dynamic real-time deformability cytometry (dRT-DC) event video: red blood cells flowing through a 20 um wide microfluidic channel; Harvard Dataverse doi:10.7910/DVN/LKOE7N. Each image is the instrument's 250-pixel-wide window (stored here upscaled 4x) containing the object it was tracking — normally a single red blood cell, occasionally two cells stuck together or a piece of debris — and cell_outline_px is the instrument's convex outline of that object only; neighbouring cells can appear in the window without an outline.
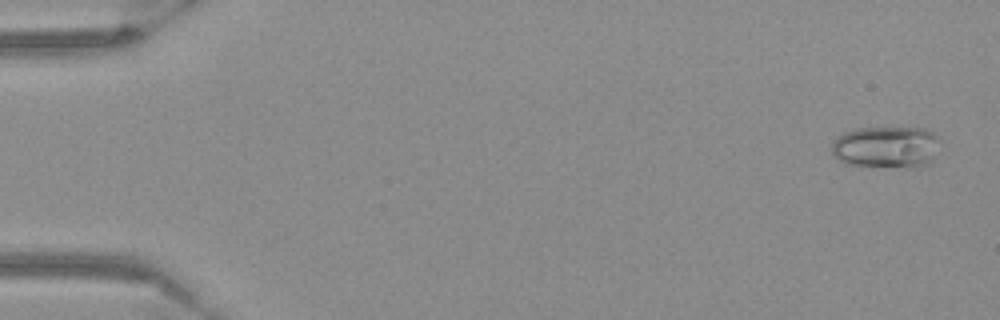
{"species": "Egyptian fruit bat (a non-hibernating species)", "species_latin": "Rousettus aegyptiacus", "temperature_condition": "warm", "stored_images_in_passage": 55, "camera_frame_rate_fps": 3000, "um_per_image_px": 0.085, "frame": {"image": 1, "passage_image": 3, "time_ms": 0.667, "image_size_px": [1000, 320], "cell_outline_px": [[940, 140], [928, 164], [916, 168], [908, 168], [844, 164], [832, 152], [832, 144], [836, 136], [844, 132], [856, 128], [924, 128], [940, 136]], "centroid_in_image_um": [75.33, 12.5], "position_along_channel_um": 9.7, "area_um2": 26.53}}
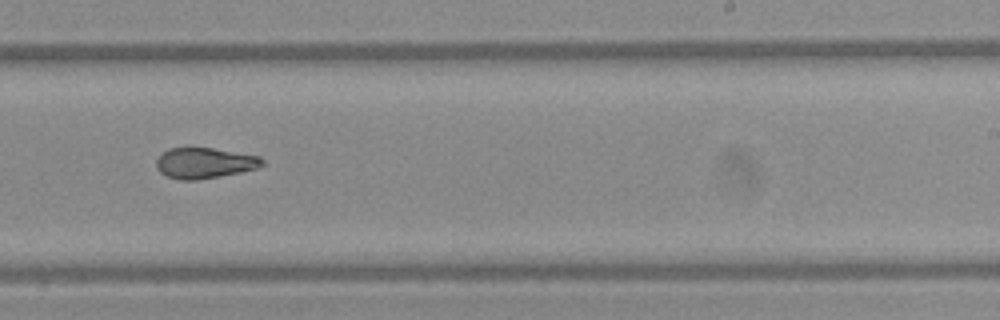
{"frame": {"image": 2, "passage_image": 35, "time_ms": 11.333, "image_size_px": [1000, 320], "cell_outline_px": [[264, 164], [260, 168], [220, 176], [196, 180], [180, 180], [168, 176], [160, 172], [156, 168], [156, 160], [168, 148], [192, 144], [260, 156], [264, 160]], "centroid_in_image_um": [17.38, 13.81], "position_along_channel_um": 271.6, "area_um2": 19.65}}
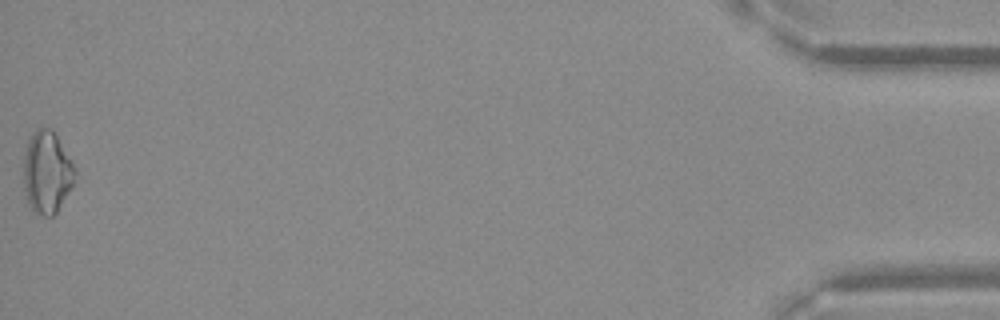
{"frame": {"image": 3, "passage_image": 55, "time_ms": 18.0, "image_size_px": [1000, 320], "cell_outline_px": [[76, 172], [72, 184], [56, 212], [52, 216], [36, 216], [32, 212], [28, 204], [24, 188], [24, 156], [28, 140], [36, 128], [52, 128], [72, 160], [76, 168]], "centroid_in_image_um": [3.97, 14.65], "position_along_channel_um": 431.2, "area_um2": 24.68}}